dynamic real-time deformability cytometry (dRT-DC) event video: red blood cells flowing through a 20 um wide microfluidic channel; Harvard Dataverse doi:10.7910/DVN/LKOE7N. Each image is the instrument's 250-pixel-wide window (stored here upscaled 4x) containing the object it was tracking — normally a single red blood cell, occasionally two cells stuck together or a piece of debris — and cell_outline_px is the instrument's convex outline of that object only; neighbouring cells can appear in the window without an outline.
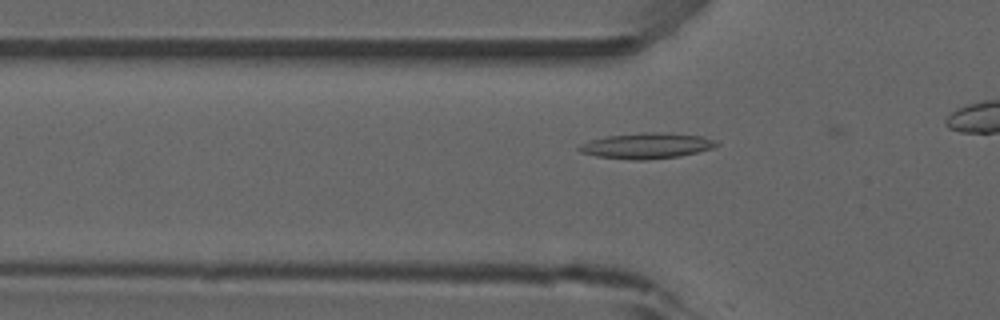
{"species": "common noctule bat (a hibernating species)", "species_latin": "Nyctalus noctula", "temperature_condition": "room temperature", "stored_images_in_passage": 6, "camera_frame_rate_fps": 3000, "um_per_image_px": 0.085, "animal": {"sex": "male", "forearm_length_mm": 52.5}, "frame": {"image": 1, "passage_image": 4, "time_ms": 1.0, "image_size_px": [1000, 320], "cell_outline_px": [[720, 144], [712, 148], [680, 156], [644, 160], [632, 160], [596, 156], [580, 152], [576, 148], [592, 140], [608, 136], [640, 132], [664, 132], [700, 136], [716, 140]], "centroid_in_image_um": [54.99, 12.39], "position_along_channel_um": 70.8, "area_um2": 20.4}}